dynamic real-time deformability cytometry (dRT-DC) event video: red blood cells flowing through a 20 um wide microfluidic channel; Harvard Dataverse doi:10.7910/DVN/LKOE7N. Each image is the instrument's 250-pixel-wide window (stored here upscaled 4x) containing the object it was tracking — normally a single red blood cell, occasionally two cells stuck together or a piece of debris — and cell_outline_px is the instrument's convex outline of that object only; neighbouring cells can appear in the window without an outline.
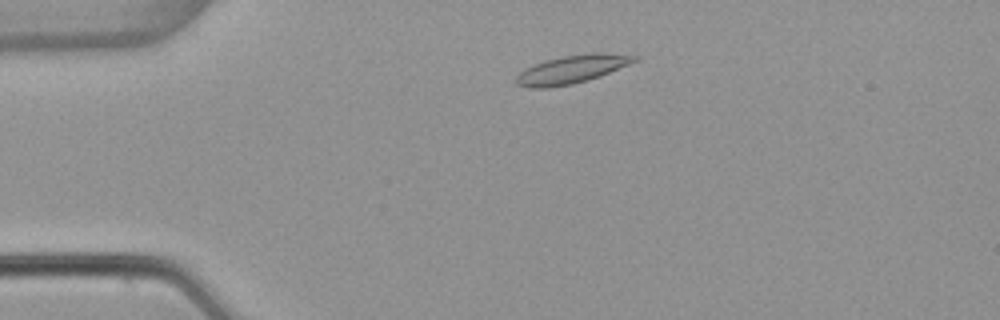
{"species": "common noctule bat (a hibernating species)", "species_latin": "Nyctalus noctula", "temperature_condition": "warm", "stored_images_in_passage": 47, "camera_frame_rate_fps": 3000, "um_per_image_px": 0.085, "animal": {"sex": "female", "body_mass_g": 22.7, "forearm_length_mm": 54.2}, "frame": {"image": 1, "passage_image": 6, "time_ms": 1.667, "image_size_px": [1000, 320], "cell_outline_px": [[640, 60], [600, 76], [588, 80], [572, 84], [548, 88], [528, 88], [516, 84], [516, 76], [524, 68], [532, 64], [544, 60], [564, 56], [592, 52], [600, 52], [640, 56]], "centroid_in_image_um": [48.61, 5.89], "position_along_channel_um": 36.4, "area_um2": 19.71}}
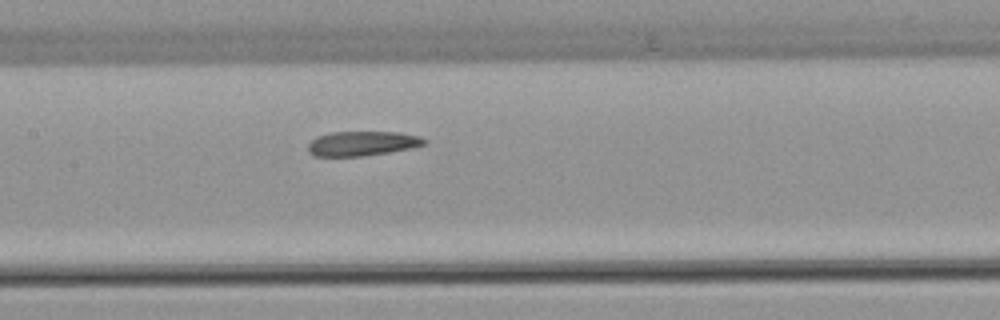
{"frame": {"image": 2, "passage_image": 20, "time_ms": 6.333, "image_size_px": [1000, 320], "cell_outline_px": [[428, 144], [388, 152], [360, 156], [316, 156], [308, 152], [308, 144], [316, 136], [332, 132], [400, 132], [420, 136], [428, 140]], "centroid_in_image_um": [30.8, 12.18], "position_along_channel_um": 176.6, "area_um2": 16.65}}
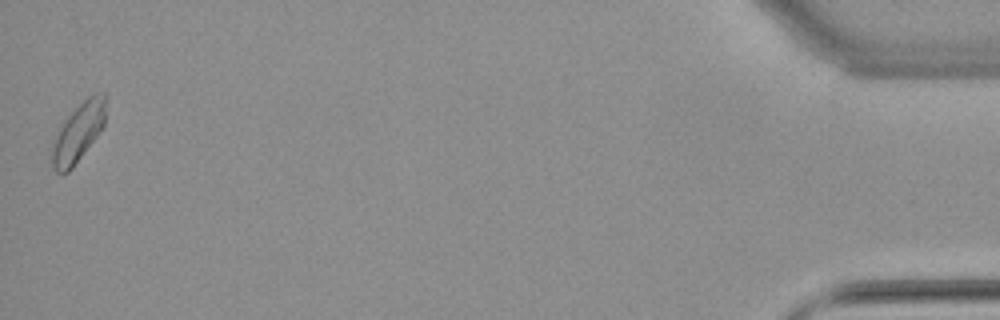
{"frame": {"image": 3, "passage_image": 47, "time_ms": 15.333, "image_size_px": [1000, 320], "cell_outline_px": [[104, 124], [96, 136], [72, 168], [68, 172], [56, 172], [52, 168], [52, 140], [60, 124], [92, 92], [104, 92]], "centroid_in_image_um": [6.6, 11.25], "position_along_channel_um": 428.6, "area_um2": 18.03}, "authors_computed_cell_mechanics": {"area_um2": 17.3978, "velocity_mm_per_s": 3.8463, "shape_relaxation_time_tau1_ms": null, "shape_relaxation_time_tau2_ms": 3.1183, "deformation_change_tau1": null, "deformation_change_tau2": 0.1049}}